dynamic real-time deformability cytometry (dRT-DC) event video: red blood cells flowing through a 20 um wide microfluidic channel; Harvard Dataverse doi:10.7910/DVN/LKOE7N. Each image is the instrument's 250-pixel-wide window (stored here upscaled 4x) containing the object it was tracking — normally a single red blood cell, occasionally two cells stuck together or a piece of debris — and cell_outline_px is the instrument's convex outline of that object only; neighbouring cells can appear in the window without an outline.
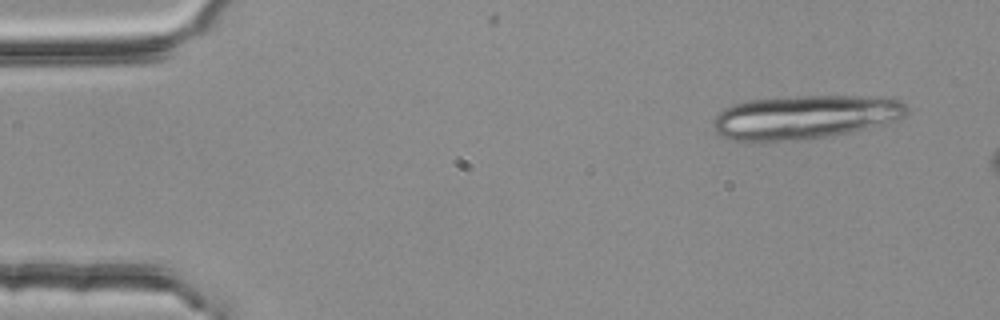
{"species": "common noctule bat (a hibernating species)", "species_latin": "Nyctalus noctula", "temperature_condition": "room temperature", "stored_images_in_passage": 2, "camera_frame_rate_fps": 3000, "um_per_image_px": 0.085, "animal": {"sex": "female", "body_mass_g": 25.1}, "frame": {"image": 1, "passage_image": 1, "time_ms": 0.0, "image_size_px": [1000, 320], "cell_outline_px": [[908, 112], [900, 120], [848, 132], [804, 140], [764, 144], [732, 140], [720, 136], [716, 132], [712, 124], [712, 120], [724, 108], [732, 104], [748, 100], [800, 96], [884, 96], [900, 100], [908, 108]], "centroid_in_image_um": [68.37, 9.98], "position_along_channel_um": 16.6, "area_um2": 50.46}}